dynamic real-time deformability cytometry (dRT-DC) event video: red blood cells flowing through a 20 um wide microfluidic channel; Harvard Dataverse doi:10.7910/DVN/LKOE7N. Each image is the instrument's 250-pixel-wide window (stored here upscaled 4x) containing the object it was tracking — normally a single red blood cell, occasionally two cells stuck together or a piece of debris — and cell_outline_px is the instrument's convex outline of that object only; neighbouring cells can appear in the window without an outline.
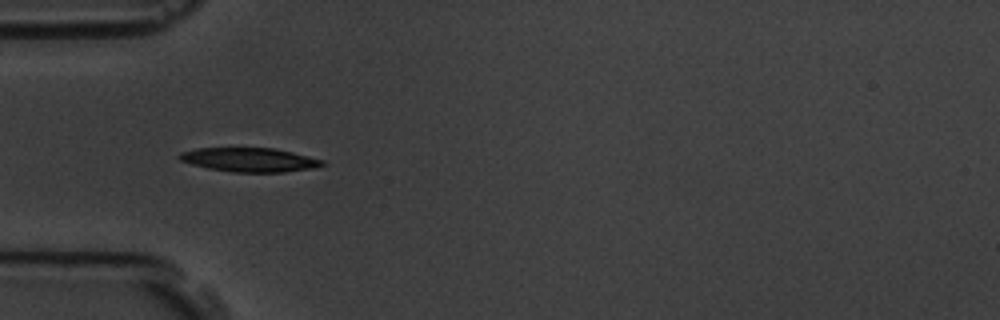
{"species": "common noctule bat (a hibernating species)", "species_latin": "Nyctalus noctula", "temperature_condition": "room temperature", "stored_images_in_passage": 7, "camera_frame_rate_fps": 3000, "um_per_image_px": 0.085, "animal": {"sex": "male", "body_mass_g": 19.5, "forearm_length_mm": 54.6}, "frame": {"image": 1, "passage_image": 4, "time_ms": 3.333, "image_size_px": [1000, 320], "cell_outline_px": [[328, 164], [312, 168], [284, 172], [232, 172], [208, 168], [192, 164], [180, 160], [176, 156], [180, 152], [196, 148], [276, 148], [324, 160]], "centroid_in_image_um": [21.21, 13.58], "position_along_channel_um": 63.8, "area_um2": 20.06}}
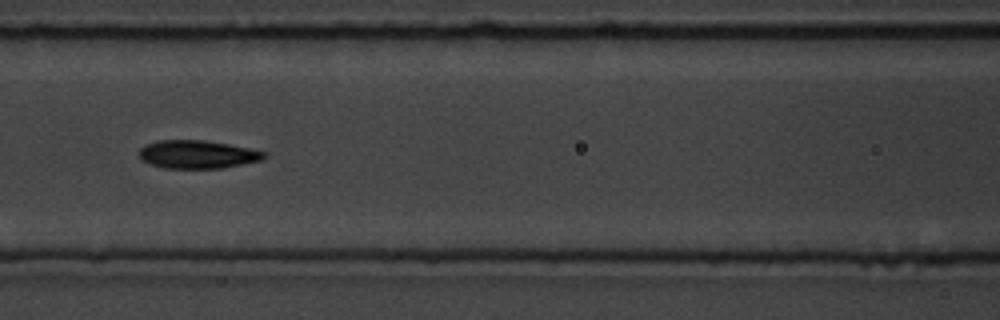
{"frame": {"image": 2, "passage_image": 6, "time_ms": 5.667, "image_size_px": [1000, 320], "cell_outline_px": [[264, 160], [220, 168], [164, 168], [140, 160], [140, 148], [144, 144], [156, 140], [204, 140], [228, 144], [248, 148], [264, 152]], "centroid_in_image_um": [16.74, 13.11], "position_along_channel_um": 149.9, "area_um2": 20.4}}
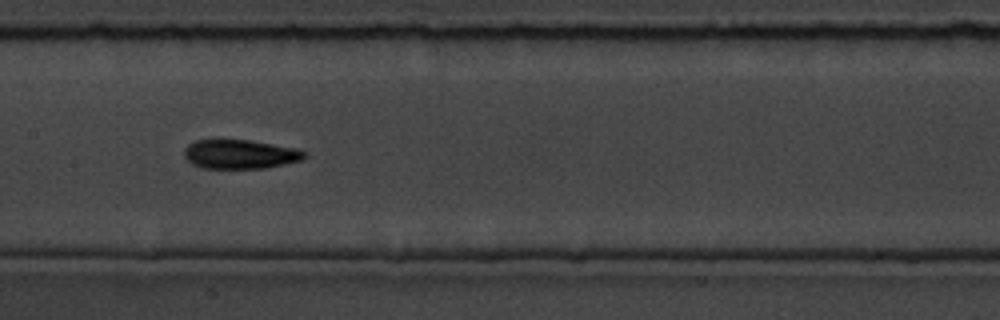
{"frame": {"image": 3, "passage_image": 7, "time_ms": 6.667, "image_size_px": [1000, 320], "cell_outline_px": [[308, 156], [304, 160], [264, 168], [200, 168], [192, 164], [184, 156], [184, 148], [188, 144], [196, 140], [248, 140], [296, 148], [308, 152]], "centroid_in_image_um": [20.43, 13.11], "position_along_channel_um": 187.0, "area_um2": 20.52}}